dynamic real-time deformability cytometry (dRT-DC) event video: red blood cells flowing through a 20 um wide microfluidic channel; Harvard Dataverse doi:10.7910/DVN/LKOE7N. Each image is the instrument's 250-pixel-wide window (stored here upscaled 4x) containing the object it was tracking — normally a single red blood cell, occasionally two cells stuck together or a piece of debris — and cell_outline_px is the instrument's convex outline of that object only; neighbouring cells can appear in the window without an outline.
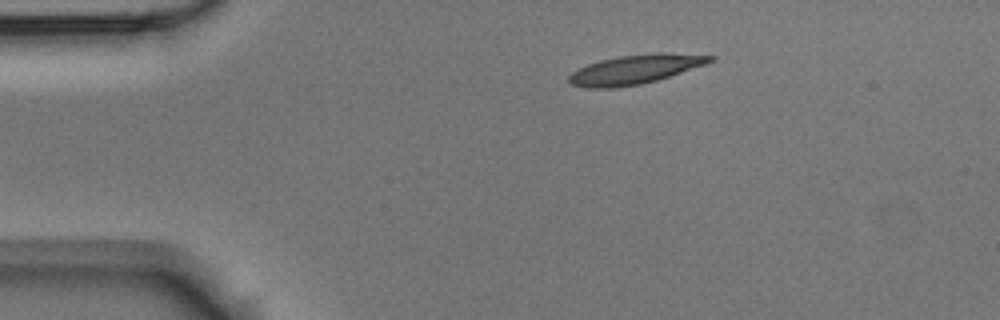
{"species": "Egyptian fruit bat (a non-hibernating species)", "species_latin": "Rousettus aegyptiacus", "temperature_condition": "room temperature", "stored_images_in_passage": 5, "camera_frame_rate_fps": 3000, "um_per_image_px": 0.085, "animal": {"sex": "male"}, "frame": {"image": 1, "passage_image": 1, "time_ms": 0.0, "image_size_px": [1000, 320], "cell_outline_px": [[716, 60], [656, 80], [640, 84], [612, 88], [584, 88], [572, 84], [568, 80], [568, 76], [572, 72], [588, 64], [600, 60], [616, 56], [656, 52], [664, 52], [716, 56]], "centroid_in_image_um": [53.96, 5.88], "position_along_channel_um": 31.0, "area_um2": 23.87}}
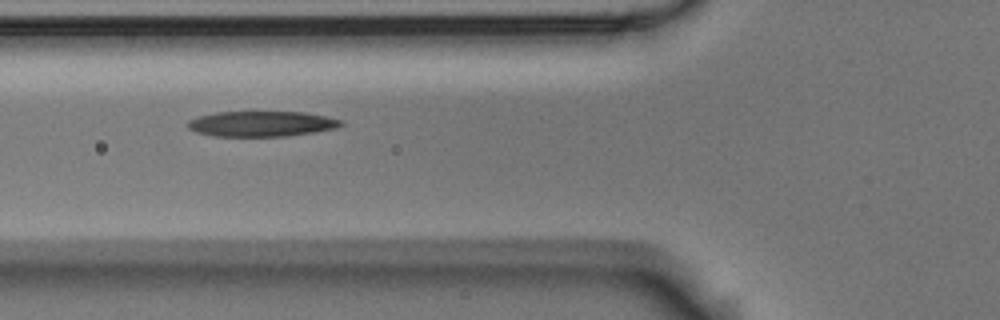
{"frame": {"image": 2, "passage_image": 4, "time_ms": 1.0, "image_size_px": [1000, 320], "cell_outline_px": [[344, 124], [336, 128], [316, 132], [288, 136], [212, 136], [196, 132], [188, 128], [188, 120], [200, 116], [216, 112], [304, 112], [328, 116], [340, 120]], "centroid_in_image_um": [22.25, 10.52], "position_along_channel_um": 103.6, "area_um2": 22.72}}
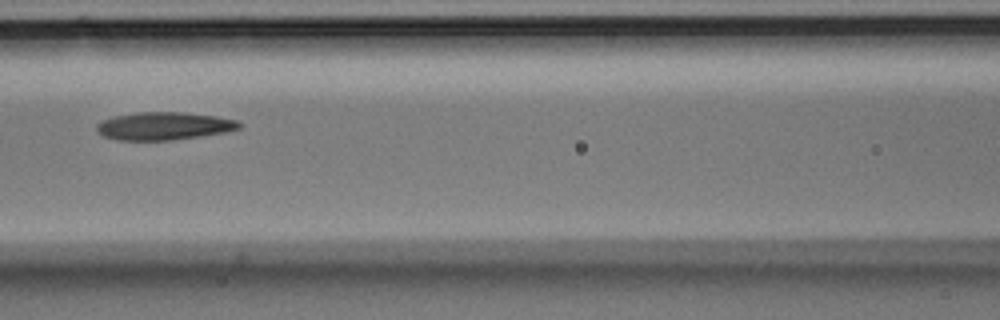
{"frame": {"image": 3, "passage_image": 5, "time_ms": 1.333, "image_size_px": [1000, 320], "cell_outline_px": [[244, 124], [240, 128], [224, 132], [200, 136], [172, 140], [116, 140], [104, 136], [96, 128], [96, 124], [100, 120], [116, 116], [136, 112], [180, 112], [216, 116], [240, 120]], "centroid_in_image_um": [13.96, 10.7], "position_along_channel_um": 152.6, "area_um2": 23.18}}